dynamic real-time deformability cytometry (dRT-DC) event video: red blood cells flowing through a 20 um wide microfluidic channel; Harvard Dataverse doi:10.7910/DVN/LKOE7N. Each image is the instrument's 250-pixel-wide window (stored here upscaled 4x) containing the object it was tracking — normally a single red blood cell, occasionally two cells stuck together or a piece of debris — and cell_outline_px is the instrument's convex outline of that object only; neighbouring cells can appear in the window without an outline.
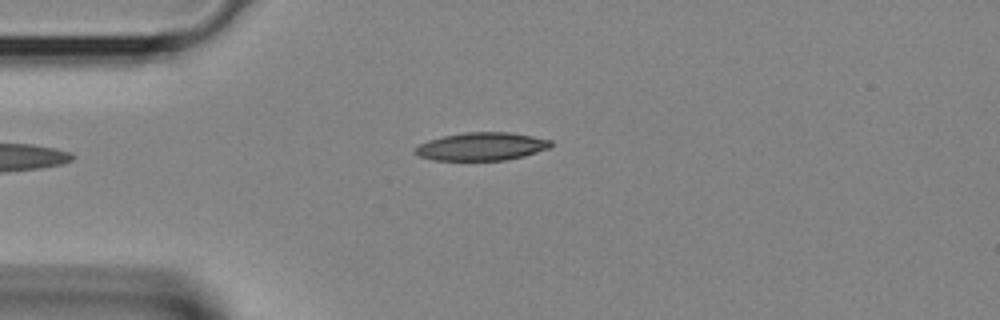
{"species": "Egyptian fruit bat (a non-hibernating species)", "species_latin": "Rousettus aegyptiacus", "temperature_condition": "room temperature", "stored_images_in_passage": 27, "camera_frame_rate_fps": 3000, "um_per_image_px": 0.085, "animal": {"sex": "female"}, "frame": {"image": 1, "passage_image": 1, "time_ms": 0.0, "image_size_px": [1000, 320], "cell_outline_px": [[552, 148], [524, 156], [504, 160], [432, 160], [420, 156], [412, 152], [420, 144], [428, 140], [444, 136], [464, 132], [512, 132], [552, 140]], "centroid_in_image_um": [40.97, 12.45], "position_along_channel_um": 44.0, "area_um2": 22.25}}
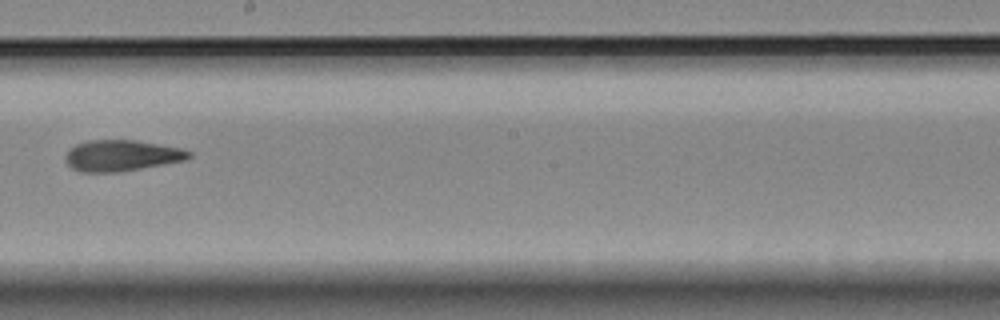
{"frame": {"image": 2, "passage_image": 13, "time_ms": 4.0, "image_size_px": [1000, 320], "cell_outline_px": [[192, 156], [188, 160], [116, 172], [80, 172], [72, 168], [64, 160], [64, 156], [76, 144], [88, 140], [136, 140], [180, 148], [192, 152]], "centroid_in_image_um": [10.34, 13.22], "position_along_channel_um": 237.9, "area_um2": 22.31}}
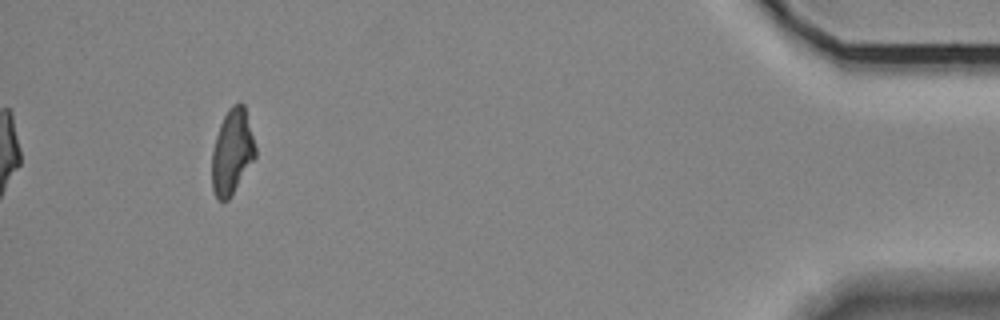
{"frame": {"image": 3, "passage_image": 27, "time_ms": 8.667, "image_size_px": [1000, 320], "cell_outline_px": [[256, 156], [228, 200], [220, 200], [216, 196], [212, 188], [212, 152], [216, 136], [220, 124], [228, 108], [232, 104], [240, 100], [244, 104], [256, 148]], "centroid_in_image_um": [19.73, 12.85], "position_along_channel_um": 415.5, "area_um2": 21.39}}